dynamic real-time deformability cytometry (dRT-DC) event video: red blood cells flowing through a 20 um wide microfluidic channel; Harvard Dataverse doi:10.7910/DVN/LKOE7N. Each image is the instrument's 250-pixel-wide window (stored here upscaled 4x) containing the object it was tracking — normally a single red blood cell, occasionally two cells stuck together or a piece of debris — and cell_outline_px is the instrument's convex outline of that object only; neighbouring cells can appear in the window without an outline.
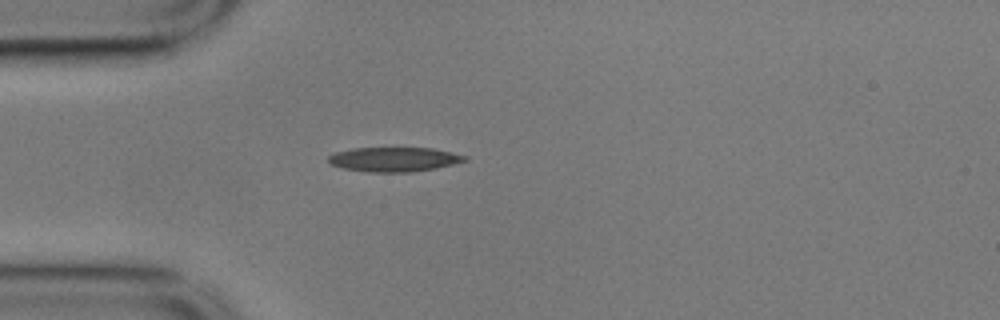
{"species": "common noctule bat (a hibernating species)", "species_latin": "Nyctalus noctula", "temperature_condition": "cold", "stored_images_in_passage": 42, "camera_frame_rate_fps": 3000, "um_per_image_px": 0.085, "animal": {"sex": "male", "body_mass_g": 17.9}, "frame": {"image": 1, "passage_image": 1, "time_ms": 0.0, "image_size_px": [1000, 320], "cell_outline_px": [[468, 160], [436, 168], [412, 172], [368, 172], [344, 168], [332, 164], [328, 160], [328, 156], [336, 152], [352, 148], [432, 148], [452, 152], [468, 156]], "centroid_in_image_um": [33.53, 13.54], "position_along_channel_um": 51.5, "area_um2": 19.36}}
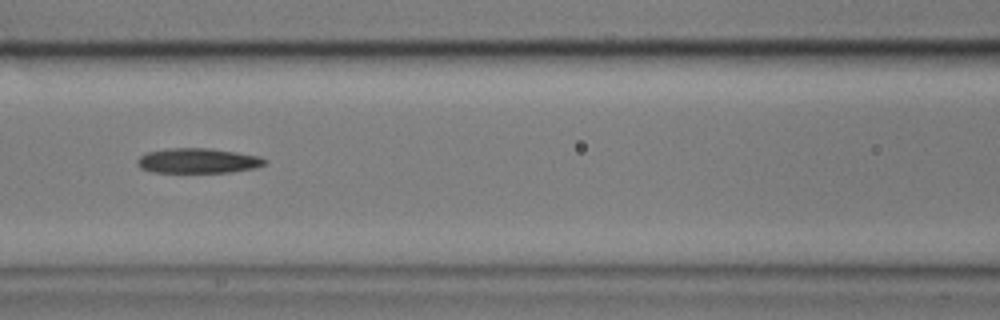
{"frame": {"image": 2, "passage_image": 10, "time_ms": 3.0, "image_size_px": [1000, 320], "cell_outline_px": [[268, 160], [264, 164], [256, 168], [232, 172], [152, 172], [140, 168], [136, 164], [136, 160], [140, 156], [148, 152], [168, 148], [212, 148], [260, 156]], "centroid_in_image_um": [16.83, 13.66], "position_along_channel_um": 149.8, "area_um2": 18.67}}
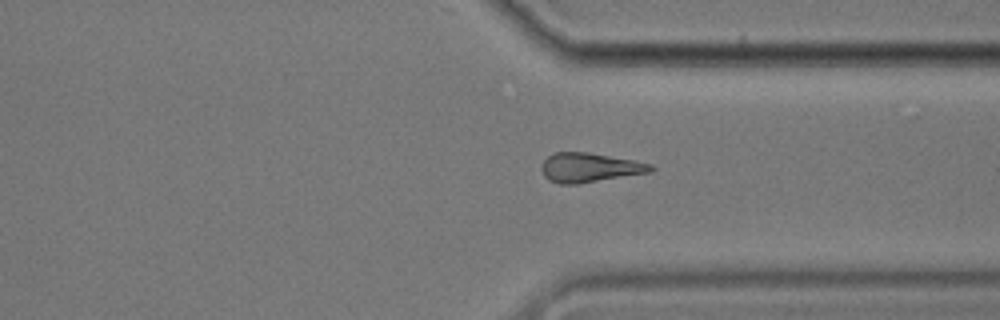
{"frame": {"image": 3, "passage_image": 28, "time_ms": 9.0, "image_size_px": [1000, 320], "cell_outline_px": [[656, 168], [652, 172], [580, 184], [560, 184], [548, 180], [544, 176], [540, 168], [540, 164], [548, 156], [556, 152], [588, 152], [636, 160], [652, 164]], "centroid_in_image_um": [50.13, 14.25], "position_along_channel_um": 361.3, "area_um2": 19.07}, "authors_computed_cell_mechanics": {"area_um2": 19.074, "velocity_mm_per_s": 3.5333, "shape_relaxation_time_tau1_ms": 9.8223, "shape_relaxation_time_tau2_ms": null, "deformation_change_tau1": 0.1614, "deformation_change_tau2": null}}